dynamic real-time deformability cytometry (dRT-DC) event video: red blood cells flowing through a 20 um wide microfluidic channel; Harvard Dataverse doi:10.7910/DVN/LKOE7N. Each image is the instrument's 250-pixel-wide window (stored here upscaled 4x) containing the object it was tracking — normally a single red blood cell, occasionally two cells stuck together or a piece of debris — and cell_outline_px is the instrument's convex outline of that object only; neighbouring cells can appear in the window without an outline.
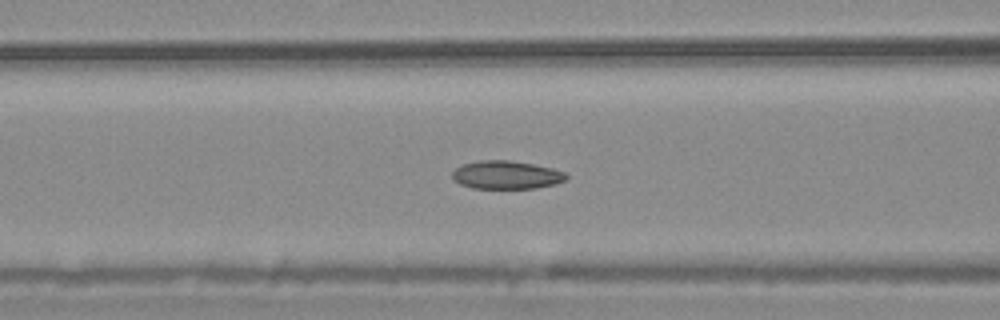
{"species": "common noctule bat (a hibernating species)", "species_latin": "Nyctalus noctula", "temperature_condition": "warm", "stored_images_in_passage": 45, "camera_frame_rate_fps": 3000, "um_per_image_px": 0.085, "animal": {"sex": "male", "body_mass_g": 20.4}, "frame": {"image": 1, "passage_image": 22, "time_ms": 7.0, "image_size_px": [1000, 320], "cell_outline_px": [[568, 176], [564, 180], [556, 184], [536, 188], [472, 188], [460, 184], [452, 180], [452, 172], [456, 168], [464, 164], [480, 160], [508, 160], [532, 164], [552, 168], [564, 172]], "centroid_in_image_um": [43.02, 14.87], "position_along_channel_um": 123.6, "area_um2": 18.67}}
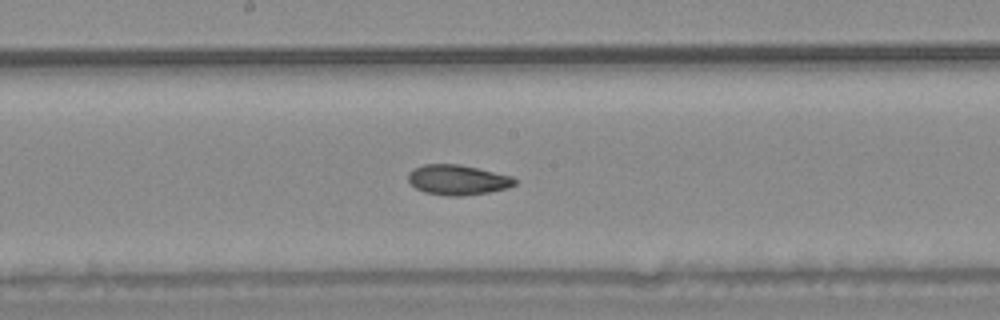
{"frame": {"image": 2, "passage_image": 29, "time_ms": 9.333, "image_size_px": [1000, 320], "cell_outline_px": [[516, 184], [508, 188], [488, 192], [460, 196], [448, 196], [424, 192], [416, 188], [408, 180], [408, 172], [424, 164], [460, 164], [512, 176], [516, 180]], "centroid_in_image_um": [38.9, 15.29], "position_along_channel_um": 209.3, "area_um2": 18.61}}
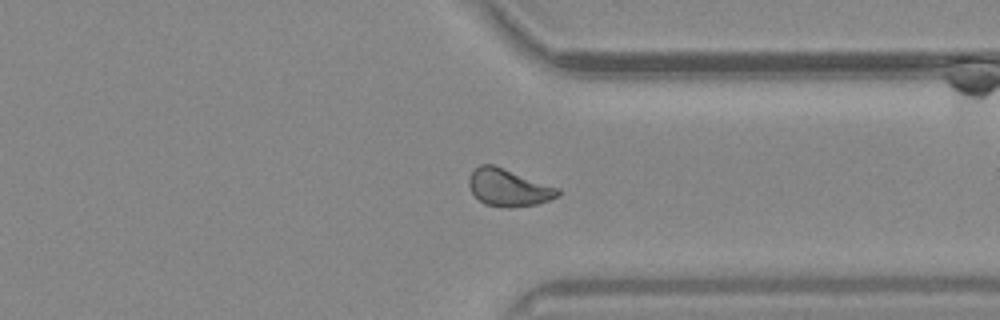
{"frame": {"image": 3, "passage_image": 42, "time_ms": 13.667, "image_size_px": [1000, 320], "cell_outline_px": [[560, 196], [536, 204], [512, 208], [508, 208], [484, 204], [472, 192], [468, 184], [468, 176], [480, 164], [492, 164], [560, 188]], "centroid_in_image_um": [43.23, 15.95], "position_along_channel_um": 368.2, "area_um2": 19.31}}